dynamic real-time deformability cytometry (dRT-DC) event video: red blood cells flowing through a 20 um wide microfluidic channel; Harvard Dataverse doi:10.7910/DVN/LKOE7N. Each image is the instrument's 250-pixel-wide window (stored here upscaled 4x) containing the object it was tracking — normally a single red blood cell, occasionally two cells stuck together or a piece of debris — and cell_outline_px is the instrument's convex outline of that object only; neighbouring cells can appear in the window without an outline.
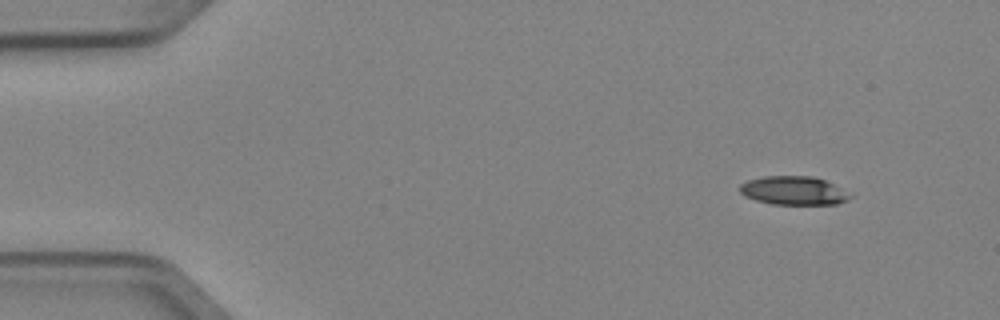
{"species": "Egyptian fruit bat (a non-hibernating species)", "species_latin": "Rousettus aegyptiacus", "temperature_condition": "cold", "stored_images_in_passage": 4, "camera_frame_rate_fps": 3000, "um_per_image_px": 0.085, "animal": {"sex": "female"}, "frame": {"image": 1, "passage_image": 1, "time_ms": 0.0, "image_size_px": [1000, 320], "cell_outline_px": [[852, 196], [848, 200], [836, 204], [772, 204], [756, 200], [744, 196], [740, 192], [740, 184], [748, 180], [764, 176], [812, 176], [824, 180], [832, 184]], "centroid_in_image_um": [67.41, 16.2], "position_along_channel_um": 17.6, "area_um2": 18.15}}